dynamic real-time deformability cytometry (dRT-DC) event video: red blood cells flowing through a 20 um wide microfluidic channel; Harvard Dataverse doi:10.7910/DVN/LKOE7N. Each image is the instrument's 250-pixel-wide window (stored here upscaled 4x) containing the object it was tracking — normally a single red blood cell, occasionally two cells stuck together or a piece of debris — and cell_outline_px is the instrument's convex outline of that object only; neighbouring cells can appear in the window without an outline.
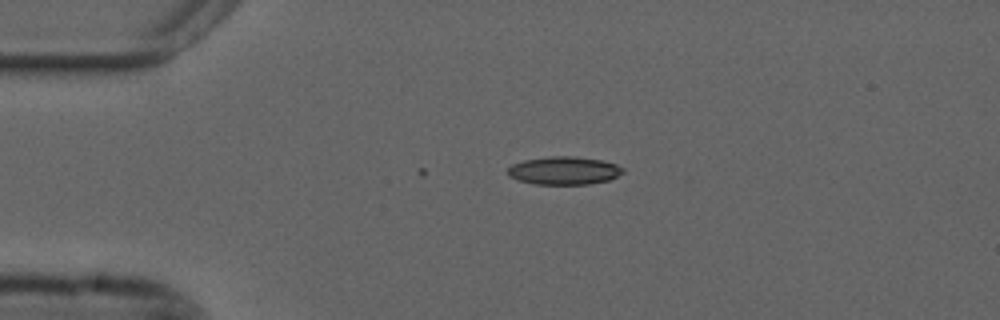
{"species": "common noctule bat (a hibernating species)", "species_latin": "Nyctalus noctula", "temperature_condition": "cold", "stored_images_in_passage": 7, "camera_frame_rate_fps": 3000, "um_per_image_px": 0.085, "animal": {"sex": "male", "forearm_length_mm": 52.5}, "frame": {"image": 1, "passage_image": 1, "time_ms": 0.0, "image_size_px": [1000, 320], "cell_outline_px": [[624, 172], [608, 180], [588, 184], [532, 184], [516, 180], [508, 176], [508, 168], [512, 164], [524, 160], [548, 156], [576, 156], [604, 160], [616, 164], [624, 168]], "centroid_in_image_um": [47.93, 14.49], "position_along_channel_um": 37.1, "area_um2": 19.02}}
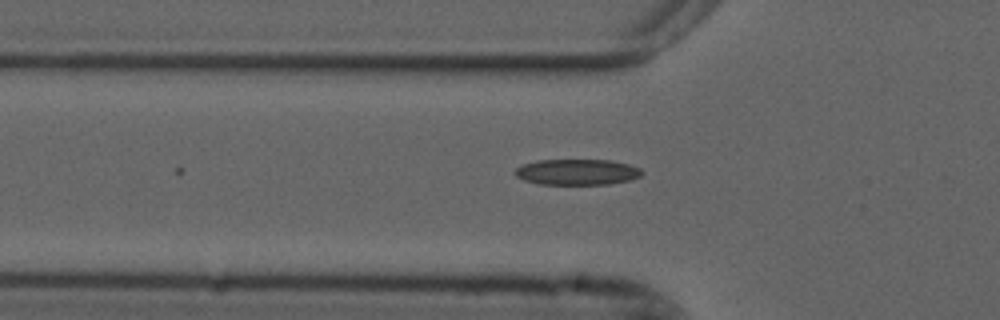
{"frame": {"image": 2, "passage_image": 7, "time_ms": 2.0, "image_size_px": [1000, 320], "cell_outline_px": [[644, 172], [640, 176], [632, 180], [608, 184], [540, 184], [524, 180], [516, 176], [512, 172], [516, 168], [524, 164], [536, 160], [608, 160], [628, 164], [640, 168]], "centroid_in_image_um": [49.05, 14.62], "position_along_channel_um": 76.7, "area_um2": 19.13}}